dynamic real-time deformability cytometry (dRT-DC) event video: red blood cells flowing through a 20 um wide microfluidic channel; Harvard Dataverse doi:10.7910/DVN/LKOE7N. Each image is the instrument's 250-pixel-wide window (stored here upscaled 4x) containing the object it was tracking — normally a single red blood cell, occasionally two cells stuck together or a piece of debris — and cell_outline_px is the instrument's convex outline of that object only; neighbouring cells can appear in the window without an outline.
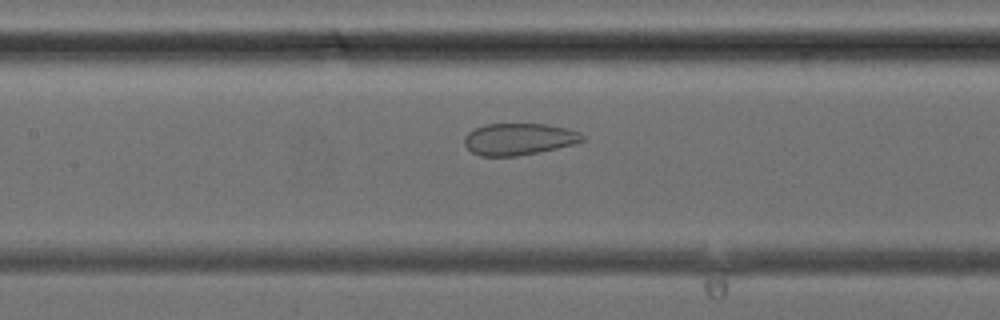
{"species": "common noctule bat (a hibernating species)", "species_latin": "Nyctalus noctula", "temperature_condition": "cold", "stored_images_in_passage": 32, "camera_frame_rate_fps": 3000, "um_per_image_px": 0.085, "animal": {"sex": "female", "body_mass_g": 24.6, "forearm_length_mm": 56.2}, "frame": {"image": 1, "passage_image": 10, "time_ms": 3.0, "image_size_px": [1000, 320], "cell_outline_px": [[584, 140], [572, 144], [556, 148], [516, 156], [480, 156], [472, 152], [464, 144], [464, 136], [468, 132], [484, 124], [544, 124], [568, 128], [580, 132], [584, 136]], "centroid_in_image_um": [44.08, 11.82], "position_along_channel_um": 163.3, "area_um2": 21.73}}
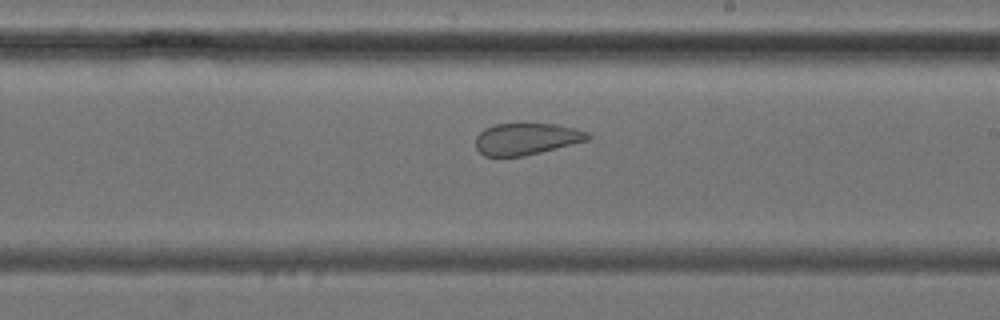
{"frame": {"image": 2, "passage_image": 15, "time_ms": 4.667, "image_size_px": [1000, 320], "cell_outline_px": [[592, 136], [588, 140], [524, 156], [484, 156], [476, 148], [476, 136], [484, 128], [496, 124], [556, 124], [588, 132]], "centroid_in_image_um": [44.73, 11.81], "position_along_channel_um": 244.3, "area_um2": 20.52}}
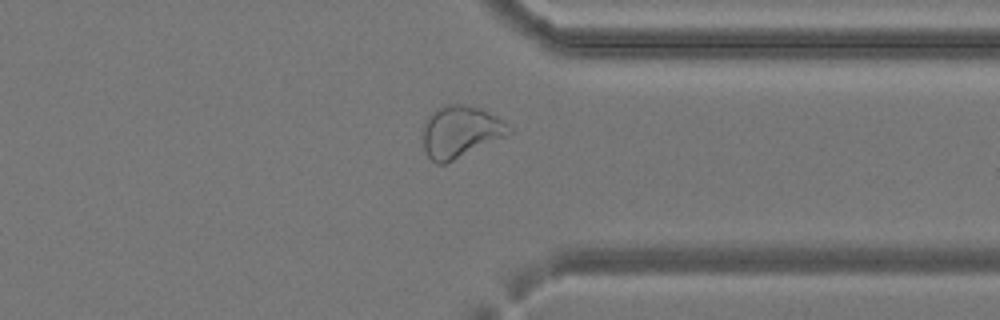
{"frame": {"image": 3, "passage_image": 23, "time_ms": 7.333, "image_size_px": [1000, 320], "cell_outline_px": [[512, 132], [508, 136], [444, 164], [436, 164], [428, 156], [424, 148], [424, 120], [436, 108], [444, 104], [464, 104], [480, 108], [504, 120], [512, 128]], "centroid_in_image_um": [39.16, 11.18], "position_along_channel_um": 372.2, "area_um2": 26.13}}